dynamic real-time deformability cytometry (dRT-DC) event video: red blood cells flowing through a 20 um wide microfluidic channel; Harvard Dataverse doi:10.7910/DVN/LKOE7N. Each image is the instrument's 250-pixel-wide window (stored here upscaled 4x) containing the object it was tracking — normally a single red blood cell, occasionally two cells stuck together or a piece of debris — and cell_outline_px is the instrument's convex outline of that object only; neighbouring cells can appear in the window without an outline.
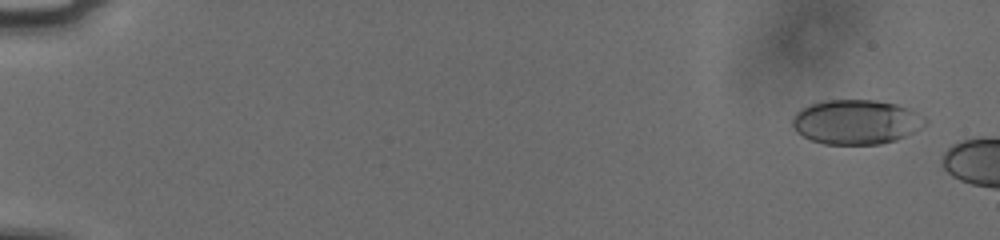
{"species": "human", "species_latin": "Homo sapiens", "temperature_condition": "cold", "stored_images_in_passage": 8, "camera_frame_rate_fps": 3000, "um_per_image_px": 0.085, "donor": {"sex": "male"}, "frame": {"image": 1, "passage_image": 3, "time_ms": 0.667, "image_size_px": [1000, 240], "cell_outline_px": [[928, 120], [920, 128], [896, 140], [880, 144], [824, 144], [812, 140], [796, 132], [792, 124], [792, 120], [796, 112], [800, 108], [824, 100], [876, 100], [896, 104], [908, 108], [924, 116]], "centroid_in_image_um": [72.76, 10.36], "position_along_channel_um": 12.2, "area_um2": 34.39}}